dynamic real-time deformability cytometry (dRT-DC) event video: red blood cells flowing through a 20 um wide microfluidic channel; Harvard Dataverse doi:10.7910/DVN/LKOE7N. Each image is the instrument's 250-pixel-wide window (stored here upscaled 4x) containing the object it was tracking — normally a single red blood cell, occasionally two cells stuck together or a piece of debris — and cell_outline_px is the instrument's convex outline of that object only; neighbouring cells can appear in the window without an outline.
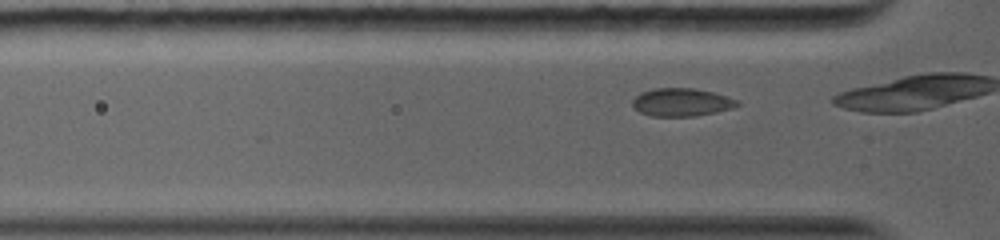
{"species": "common noctule bat (a hibernating species)", "species_latin": "Nyctalus noctula", "temperature_condition": "warm", "stored_images_in_passage": 48, "camera_frame_rate_fps": 5000, "um_per_image_px": 0.085, "animal": {"sex": "female", "body_mass_g": 19.0, "forearm_length_mm": 56.7}, "frame": {"image": 1, "passage_image": 3, "time_ms": 0.4, "image_size_px": [1000, 240], "cell_outline_px": [[740, 104], [732, 108], [716, 112], [696, 116], [652, 116], [640, 112], [632, 104], [632, 100], [640, 92], [656, 88], [696, 88], [712, 92], [740, 100]], "centroid_in_image_um": [57.95, 8.68], "position_along_channel_um": 67.9, "area_um2": 17.11}}
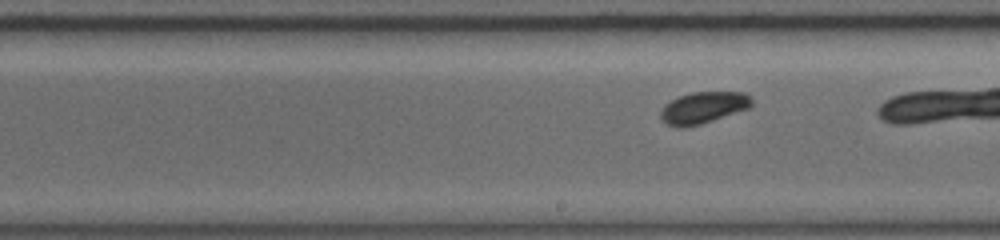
{"frame": {"image": 2, "passage_image": 26, "time_ms": 4.4, "image_size_px": [1000, 240], "cell_outline_px": [[752, 104], [748, 108], [700, 124], [684, 128], [676, 128], [668, 124], [660, 116], [660, 112], [664, 104], [680, 96], [692, 92], [744, 92], [752, 96]], "centroid_in_image_um": [59.77, 9.14], "position_along_channel_um": 229.2, "area_um2": 16.65}}
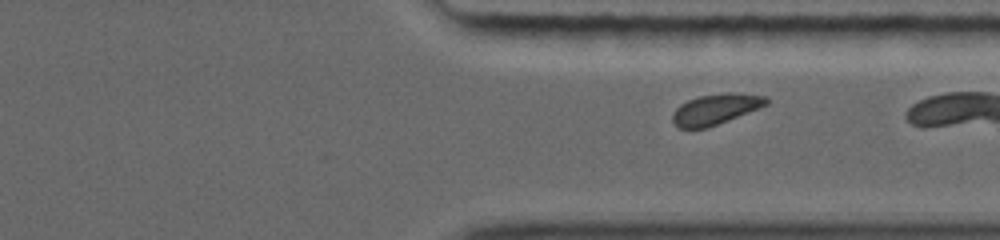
{"frame": {"image": 3, "passage_image": 44, "time_ms": 7.4, "image_size_px": [1000, 240], "cell_outline_px": [[768, 104], [760, 108], [708, 128], [680, 128], [672, 120], [672, 112], [680, 104], [688, 100], [700, 96], [724, 92], [732, 92], [764, 96], [768, 100]], "centroid_in_image_um": [60.82, 9.28], "position_along_channel_um": 350.6, "area_um2": 16.7}}